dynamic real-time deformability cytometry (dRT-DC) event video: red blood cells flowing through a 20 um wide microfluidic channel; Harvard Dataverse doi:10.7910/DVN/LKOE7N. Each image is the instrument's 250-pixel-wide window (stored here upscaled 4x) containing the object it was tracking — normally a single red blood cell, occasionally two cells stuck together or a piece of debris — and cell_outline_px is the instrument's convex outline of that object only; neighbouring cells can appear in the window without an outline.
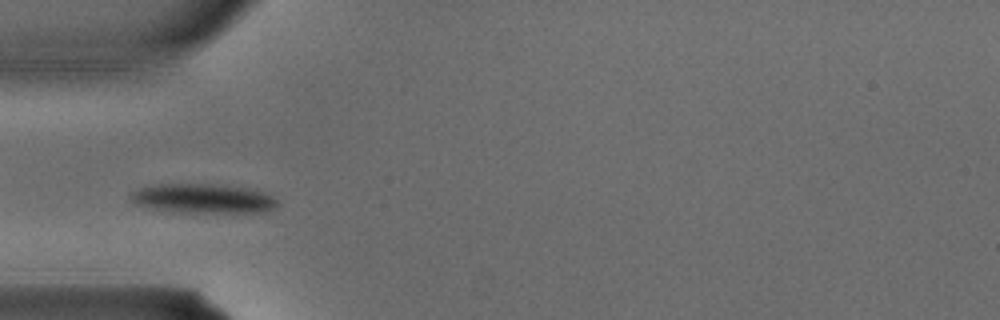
{"species": "common noctule bat (a hibernating species)", "species_latin": "Nyctalus noctula", "temperature_condition": "warm", "stored_images_in_passage": 3, "camera_frame_rate_fps": 3000, "um_per_image_px": 0.085, "animal": {"sex": "male", "body_mass_g": 15.6}, "frame": {"image": 1, "passage_image": 3, "time_ms": 0.667, "image_size_px": [1000, 320], "cell_outline_px": [[280, 204], [276, 208], [268, 212], [168, 212], [136, 204], [128, 196], [128, 192], [140, 188], [160, 184], [224, 184], [264, 192], [272, 196]], "centroid_in_image_um": [17.27, 16.88], "position_along_channel_um": 67.7, "area_um2": 25.37}}